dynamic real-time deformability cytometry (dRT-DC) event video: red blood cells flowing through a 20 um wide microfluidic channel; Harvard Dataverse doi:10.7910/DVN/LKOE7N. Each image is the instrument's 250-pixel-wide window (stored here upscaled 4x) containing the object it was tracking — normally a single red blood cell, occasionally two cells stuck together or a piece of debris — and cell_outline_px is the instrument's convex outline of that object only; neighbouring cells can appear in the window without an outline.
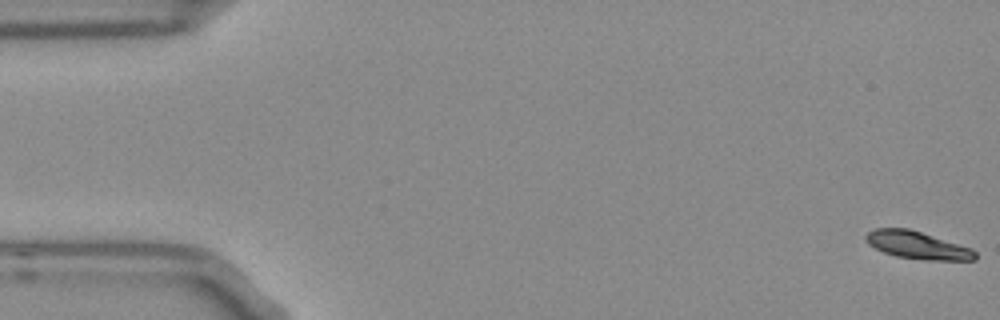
{"species": "Egyptian fruit bat (a non-hibernating species)", "species_latin": "Rousettus aegyptiacus", "temperature_condition": "room temperature", "stored_images_in_passage": 54, "camera_frame_rate_fps": 3000, "um_per_image_px": 0.085, "frame": {"image": 1, "passage_image": 1, "time_ms": 0.0, "image_size_px": [1000, 320], "cell_outline_px": [[976, 260], [928, 260], [896, 256], [884, 252], [868, 244], [864, 240], [864, 236], [868, 232], [876, 228], [908, 228], [972, 248], [976, 252]], "centroid_in_image_um": [77.96, 20.84], "position_along_channel_um": 7.0, "area_um2": 17.46}}
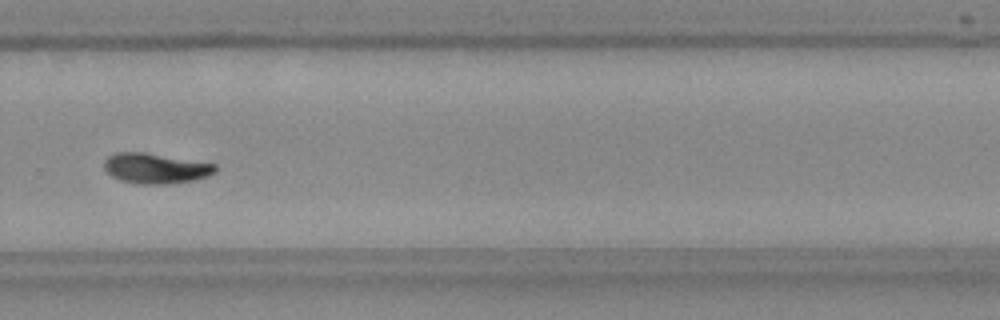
{"frame": {"image": 2, "passage_image": 37, "time_ms": 12.0, "image_size_px": [1000, 320], "cell_outline_px": [[216, 172], [208, 176], [196, 180], [168, 184], [136, 184], [120, 180], [112, 176], [104, 168], [104, 160], [108, 156], [116, 152], [144, 152], [216, 164]], "centroid_in_image_um": [13.22, 14.31], "position_along_channel_um": 316.6, "area_um2": 19.71}}
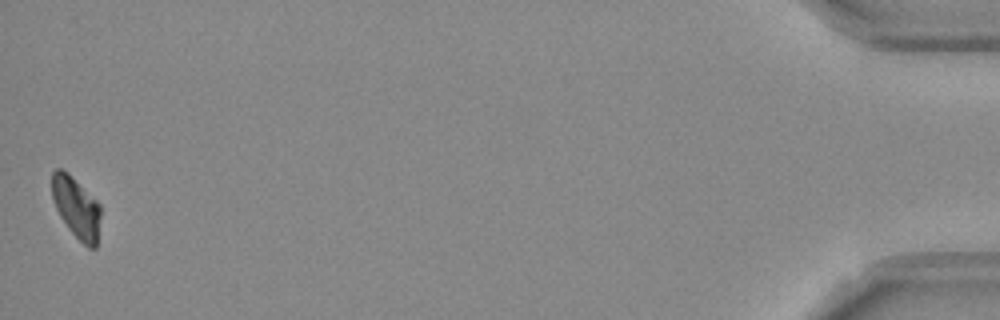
{"frame": {"image": 3, "passage_image": 54, "time_ms": 17.667, "image_size_px": [1000, 320], "cell_outline_px": [[100, 216], [96, 248], [88, 248], [68, 228], [60, 216], [56, 208], [52, 196], [52, 172], [56, 168], [60, 168], [68, 172], [100, 204]], "centroid_in_image_um": [6.48, 17.62], "position_along_channel_um": 428.7, "area_um2": 17.17}, "authors_computed_cell_mechanics": {"area_um2": 18.7561, "velocity_mm_per_s": 3.7338, "shape_relaxation_time_tau1_ms": 3.7019, "shape_relaxation_time_tau2_ms": null, "deformation_change_tau1": 0.1093, "deformation_change_tau2": null}}